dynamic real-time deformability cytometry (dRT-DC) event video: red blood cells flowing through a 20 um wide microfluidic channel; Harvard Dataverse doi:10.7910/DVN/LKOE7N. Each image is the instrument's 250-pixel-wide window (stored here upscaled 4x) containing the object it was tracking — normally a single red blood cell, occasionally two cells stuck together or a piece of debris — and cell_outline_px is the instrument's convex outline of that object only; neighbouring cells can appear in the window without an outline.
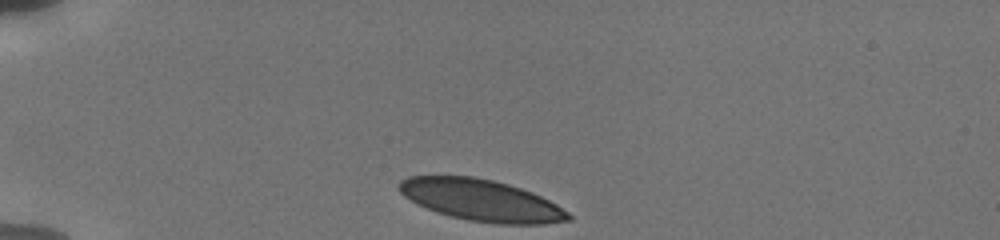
{"species": "human", "species_latin": "Homo sapiens", "temperature_condition": "cold", "stored_images_in_passage": 41, "camera_frame_rate_fps": 3000, "um_per_image_px": 0.085, "donor": {"sex": "male"}, "frame": {"image": 1, "passage_image": 1, "time_ms": 0.0, "image_size_px": [1000, 240], "cell_outline_px": [[572, 220], [544, 224], [500, 224], [468, 220], [436, 212], [416, 204], [404, 196], [400, 192], [400, 180], [408, 176], [472, 176], [492, 180], [508, 184], [532, 192], [556, 204], [568, 212], [572, 216]], "centroid_in_image_um": [40.91, 17.02], "position_along_channel_um": 44.1, "area_um2": 40.81}}
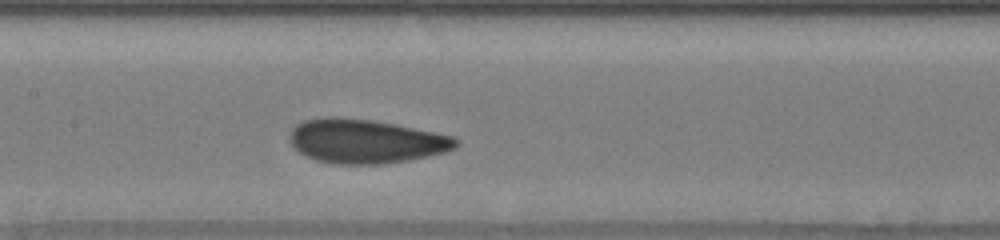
{"frame": {"image": 2, "passage_image": 21, "time_ms": 4.667, "image_size_px": [1000, 240], "cell_outline_px": [[460, 144], [456, 148], [444, 152], [428, 156], [408, 160], [384, 164], [332, 164], [316, 160], [304, 156], [292, 144], [292, 128], [296, 124], [304, 120], [328, 116], [332, 116], [372, 120], [396, 124], [452, 136], [460, 140]], "centroid_in_image_um": [31.1, 12.01], "position_along_channel_um": 176.3, "area_um2": 42.66}}
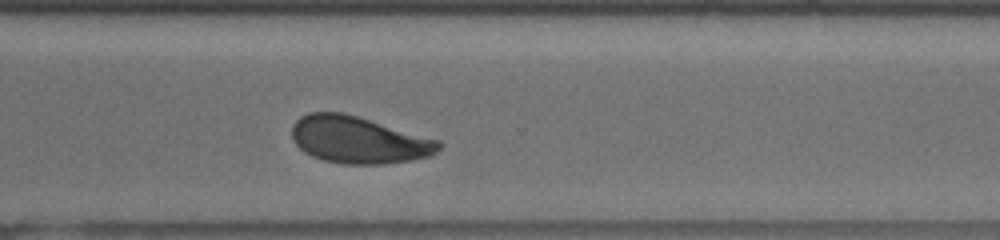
{"frame": {"image": 3, "passage_image": 39, "time_ms": 9.0, "image_size_px": [1000, 240], "cell_outline_px": [[444, 144], [432, 156], [384, 164], [344, 164], [324, 160], [312, 156], [304, 152], [296, 144], [292, 136], [292, 124], [300, 116], [308, 112], [344, 112], [440, 140]], "centroid_in_image_um": [30.48, 11.88], "position_along_channel_um": 340.1, "area_um2": 40.34}}